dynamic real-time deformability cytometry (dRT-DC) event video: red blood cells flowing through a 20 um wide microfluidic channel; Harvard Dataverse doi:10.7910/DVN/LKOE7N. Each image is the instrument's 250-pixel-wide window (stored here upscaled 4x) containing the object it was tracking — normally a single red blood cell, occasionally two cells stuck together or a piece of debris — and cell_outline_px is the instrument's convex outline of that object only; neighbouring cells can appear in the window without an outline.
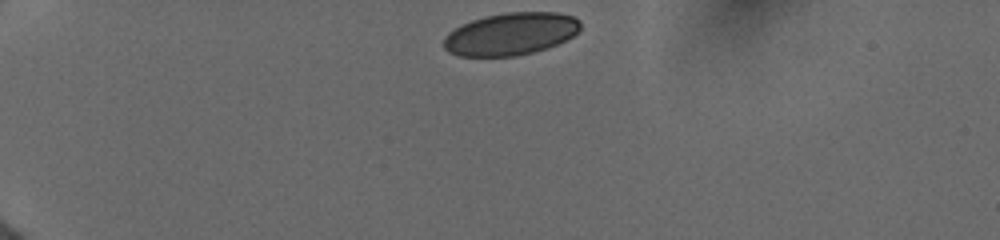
{"species": "human", "species_latin": "Homo sapiens", "temperature_condition": "cold", "stored_images_in_passage": 40, "camera_frame_rate_fps": 3000, "um_per_image_px": 0.085, "donor": {"sex": "female"}, "frame": {"image": 1, "passage_image": 1, "time_ms": 0.0, "image_size_px": [1000, 240], "cell_outline_px": [[580, 32], [548, 48], [516, 56], [460, 56], [448, 52], [444, 48], [444, 36], [448, 32], [472, 20], [484, 16], [508, 12], [556, 12], [572, 16], [580, 20]], "centroid_in_image_um": [43.42, 2.88], "position_along_channel_um": 41.6, "area_um2": 33.76}}
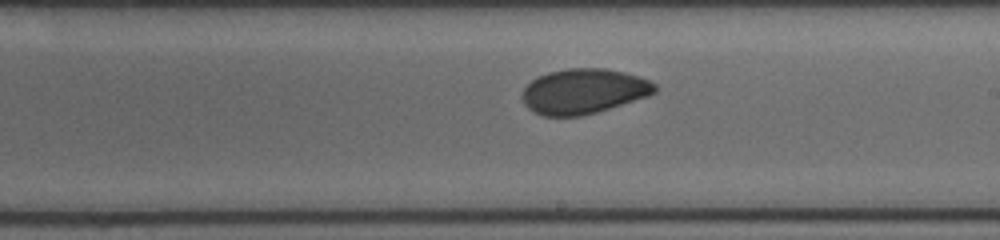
{"frame": {"image": 2, "passage_image": 21, "time_ms": 6.667, "image_size_px": [1000, 240], "cell_outline_px": [[656, 92], [648, 96], [596, 112], [580, 116], [544, 116], [532, 112], [524, 104], [520, 96], [524, 88], [532, 80], [548, 72], [568, 68], [604, 68], [624, 72], [648, 80], [656, 84]], "centroid_in_image_um": [49.57, 7.76], "position_along_channel_um": 239.4, "area_um2": 34.74}}
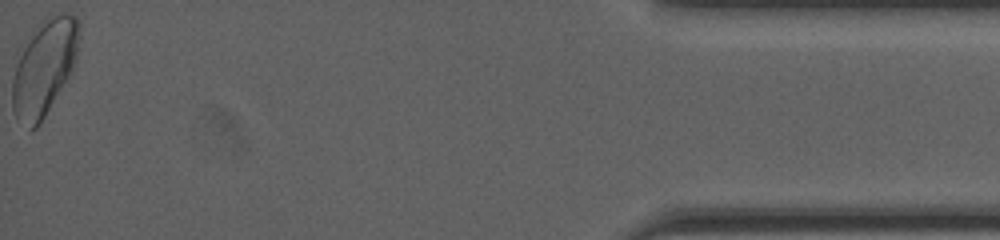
{"frame": {"image": 3, "passage_image": 40, "time_ms": 13.333, "image_size_px": [1000, 240], "cell_outline_px": [[80, 28], [76, 60], [72, 68], [40, 124], [36, 128], [32, 128], [16, 120], [12, 108], [12, 80], [16, 52], [20, 44], [32, 28], [44, 16], [52, 12], [68, 12], [76, 16], [80, 24]], "centroid_in_image_um": [3.7, 5.59], "position_along_channel_um": 431.5, "area_um2": 38.38}, "authors_computed_cell_mechanics": {"area_um2": 35.2291, "velocity_mm_per_s": 3.9375, "shape_relaxation_time_tau1_ms": 4.8875, "shape_relaxation_time_tau2_ms": 1.6368, "deformation_change_tau1": 0.1052, "deformation_change_tau2": 0.0438}}